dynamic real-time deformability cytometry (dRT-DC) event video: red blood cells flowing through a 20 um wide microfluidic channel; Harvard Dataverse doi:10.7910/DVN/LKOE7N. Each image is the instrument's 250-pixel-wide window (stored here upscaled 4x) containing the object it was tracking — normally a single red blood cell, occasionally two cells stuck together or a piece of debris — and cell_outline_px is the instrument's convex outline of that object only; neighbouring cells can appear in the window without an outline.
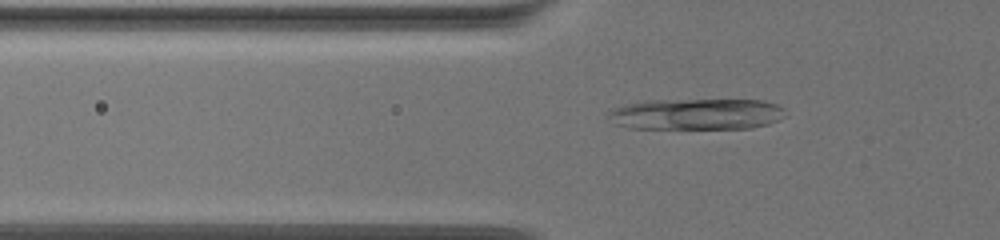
{"species": "common noctule bat (a hibernating species)", "species_latin": "Nyctalus noctula", "temperature_condition": "warm", "stored_images_in_passage": 59, "camera_frame_rate_fps": 3000, "um_per_image_px": 0.085, "animal": {"sex": "female", "body_mass_g": 19.5, "forearm_length_mm": 54.1}, "frame": {"image": 1, "passage_image": 14, "time_ms": 4.333, "image_size_px": [1000, 240], "cell_outline_px": [[788, 116], [780, 120], [768, 124], [752, 128], [628, 128], [616, 124], [604, 116], [612, 108], [624, 104], [652, 100], [764, 100], [776, 104], [784, 108]], "centroid_in_image_um": [59.21, 9.7], "position_along_channel_um": 66.6, "area_um2": 32.54}}
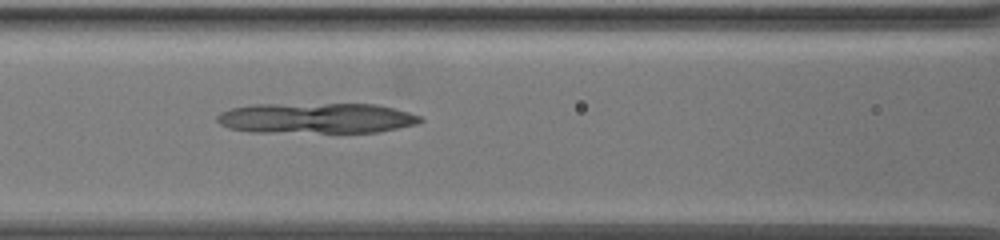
{"frame": {"image": 2, "passage_image": 22, "time_ms": 7.0, "image_size_px": [1000, 240], "cell_outline_px": [[424, 120], [416, 124], [376, 132], [248, 132], [228, 128], [220, 124], [216, 120], [216, 116], [220, 112], [232, 108], [252, 104], [376, 104], [408, 112], [420, 116]], "centroid_in_image_um": [26.83, 10.04], "position_along_channel_um": 139.8, "area_um2": 36.13}}
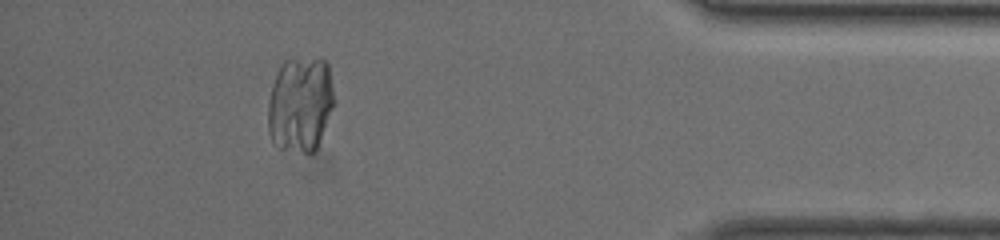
{"frame": {"image": 3, "passage_image": 53, "time_ms": 17.333, "image_size_px": [1000, 240], "cell_outline_px": [[336, 100], [316, 148], [312, 152], [304, 152], [280, 148], [272, 140], [268, 132], [268, 100], [272, 84], [284, 60], [324, 60], [328, 64]], "centroid_in_image_um": [25.53, 8.87], "position_along_channel_um": 409.7, "area_um2": 36.53}}